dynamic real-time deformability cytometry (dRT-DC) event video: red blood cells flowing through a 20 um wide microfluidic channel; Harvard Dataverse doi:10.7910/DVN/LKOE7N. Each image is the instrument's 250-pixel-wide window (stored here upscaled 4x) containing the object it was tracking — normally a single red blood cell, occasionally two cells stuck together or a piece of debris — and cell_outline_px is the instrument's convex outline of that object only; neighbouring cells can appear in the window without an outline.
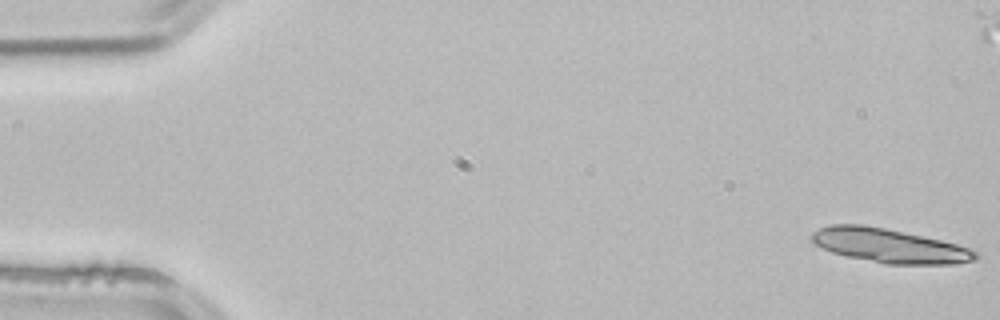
{"species": "common noctule bat (a hibernating species)", "species_latin": "Nyctalus noctula", "temperature_condition": "room temperature", "stored_images_in_passage": 4, "segment_of_instrument_passage": [1, 2], "camera_frame_rate_fps": 3000, "um_per_image_px": 0.085, "animal": {"sex": "male", "body_mass_g": 21.5, "forearm_length_mm": 52.0}, "frame": {"image": 1, "passage_image": 1, "time_ms": 0.0, "image_size_px": [1000, 320], "cell_outline_px": [[980, 256], [976, 260], [956, 264], [884, 264], [848, 256], [832, 252], [816, 244], [808, 236], [812, 232], [820, 228], [832, 224], [864, 224], [884, 228], [940, 240], [956, 244], [980, 252]], "centroid_in_image_um": [75.61, 20.89], "position_along_channel_um": 9.4, "area_um2": 32.43}}